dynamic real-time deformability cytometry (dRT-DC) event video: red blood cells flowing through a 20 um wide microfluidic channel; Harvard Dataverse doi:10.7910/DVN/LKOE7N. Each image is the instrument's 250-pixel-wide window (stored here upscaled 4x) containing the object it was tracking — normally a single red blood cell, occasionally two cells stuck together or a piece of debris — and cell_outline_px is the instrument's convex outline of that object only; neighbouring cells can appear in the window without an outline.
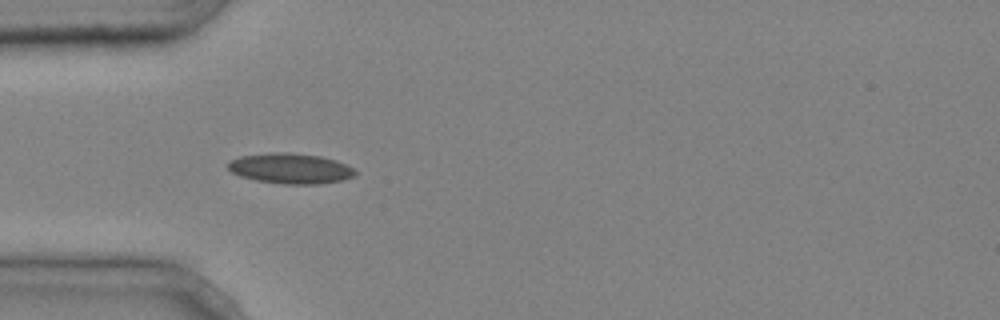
{"species": "common noctule bat (a hibernating species)", "species_latin": "Nyctalus noctula", "temperature_condition": "cold", "stored_images_in_passage": 3, "camera_frame_rate_fps": 3000, "um_per_image_px": 0.085, "animal": {"sex": "male", "body_mass_g": 20.4}, "frame": {"image": 1, "passage_image": 1, "time_ms": 0.0, "image_size_px": [1000, 320], "cell_outline_px": [[356, 176], [340, 180], [320, 184], [284, 184], [256, 180], [240, 176], [232, 172], [228, 168], [228, 160], [240, 156], [272, 152], [288, 152], [320, 156], [336, 160], [352, 168], [356, 172]], "centroid_in_image_um": [24.66, 14.31], "position_along_channel_um": 60.3, "area_um2": 22.48}}